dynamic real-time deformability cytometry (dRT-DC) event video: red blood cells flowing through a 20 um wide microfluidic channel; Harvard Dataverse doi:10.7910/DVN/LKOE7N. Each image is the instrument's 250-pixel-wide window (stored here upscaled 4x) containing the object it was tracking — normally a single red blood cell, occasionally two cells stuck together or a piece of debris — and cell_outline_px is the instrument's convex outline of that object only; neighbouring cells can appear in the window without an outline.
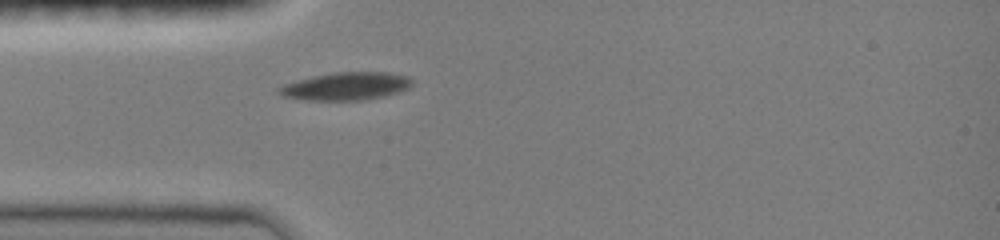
{"species": "common noctule bat (a hibernating species)", "species_latin": "Nyctalus noctula", "temperature_condition": "room temperature", "stored_images_in_passage": 4, "camera_frame_rate_fps": 3000, "um_per_image_px": 0.085, "animal": {"sex": "female", "body_mass_g": 19.0, "forearm_length_mm": 51.5}, "frame": {"image": 1, "passage_image": 4, "time_ms": 3.0, "image_size_px": [1000, 240], "cell_outline_px": [[412, 84], [408, 88], [400, 92], [384, 96], [360, 100], [308, 100], [284, 96], [276, 92], [276, 88], [284, 84], [312, 76], [332, 72], [388, 72], [408, 76], [412, 80]], "centroid_in_image_um": [29.41, 7.32], "position_along_channel_um": 55.6, "area_um2": 21.62}}